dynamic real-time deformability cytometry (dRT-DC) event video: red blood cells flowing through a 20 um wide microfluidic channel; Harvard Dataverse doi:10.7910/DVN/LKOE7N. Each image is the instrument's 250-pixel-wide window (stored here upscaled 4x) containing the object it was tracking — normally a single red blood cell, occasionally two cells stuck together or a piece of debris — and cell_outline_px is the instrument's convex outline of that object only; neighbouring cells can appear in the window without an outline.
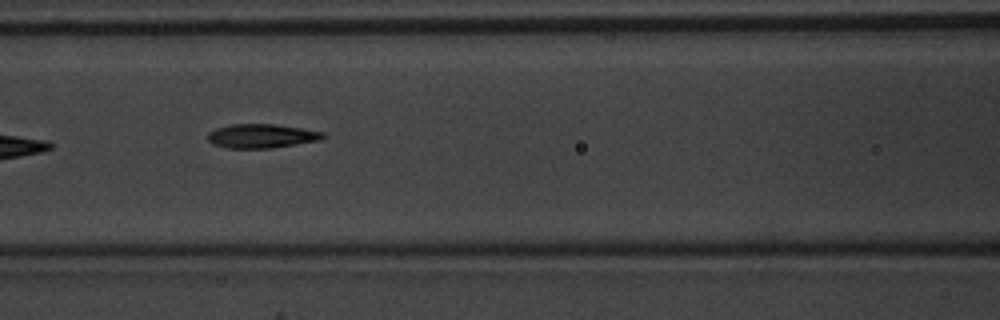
{"species": "common noctule bat (a hibernating species)", "species_latin": "Nyctalus noctula", "temperature_condition": "warm", "stored_images_in_passage": 7, "camera_frame_rate_fps": 3000, "um_per_image_px": 0.085, "animal": {"sex": "male", "body_mass_g": 20.1, "forearm_length_mm": 53.5}, "frame": {"image": 1, "passage_image": 4, "time_ms": 1.0, "image_size_px": [1000, 320], "cell_outline_px": [[328, 136], [320, 140], [272, 148], [228, 148], [212, 144], [208, 140], [208, 132], [216, 128], [232, 124], [276, 124], [324, 132]], "centroid_in_image_um": [22.24, 11.56], "position_along_channel_um": 144.4, "area_um2": 16.18}}
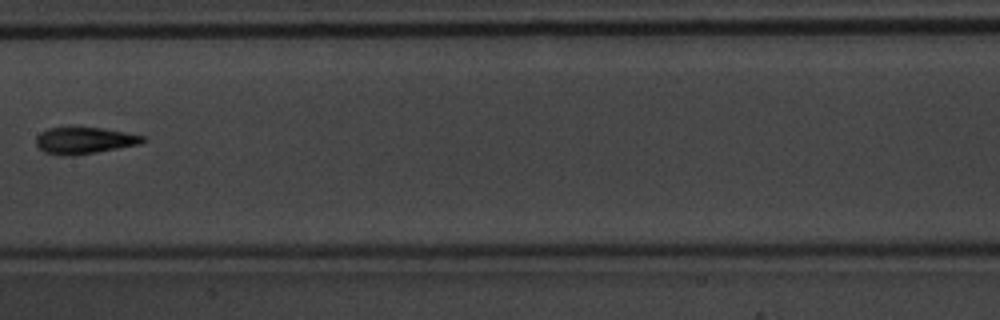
{"frame": {"image": 2, "passage_image": 5, "time_ms": 1.333, "image_size_px": [1000, 320], "cell_outline_px": [[148, 140], [140, 144], [96, 152], [72, 156], [60, 156], [44, 152], [36, 144], [36, 136], [40, 132], [48, 128], [100, 128], [124, 132], [144, 136]], "centroid_in_image_um": [7.16, 11.96], "position_along_channel_um": 200.2, "area_um2": 16.47}}